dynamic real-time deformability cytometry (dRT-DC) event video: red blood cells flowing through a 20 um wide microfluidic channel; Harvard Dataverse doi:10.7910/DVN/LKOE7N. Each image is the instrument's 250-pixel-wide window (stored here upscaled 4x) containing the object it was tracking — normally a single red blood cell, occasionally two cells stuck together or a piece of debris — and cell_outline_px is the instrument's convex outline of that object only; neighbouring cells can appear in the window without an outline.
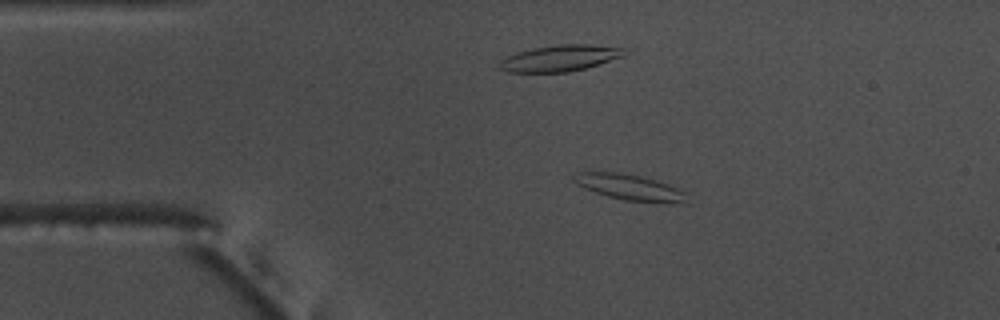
{"species": "common noctule bat (a hibernating species)", "species_latin": "Nyctalus noctula", "temperature_condition": "warm", "stored_images_in_passage": 45, "camera_frame_rate_fps": 3000, "um_per_image_px": 0.085, "animal": {"sex": "male", "body_mass_g": 17.5, "forearm_length_mm": 52.3}, "frame": {"image": 1, "passage_image": 1, "time_ms": 0.0, "image_size_px": [1000, 320], "cell_outline_px": [[688, 204], [668, 204], [624, 200], [608, 196], [584, 188], [576, 184], [572, 180], [572, 176], [576, 172], [616, 172], [640, 176], [656, 180], [668, 184], [684, 192]], "centroid_in_image_um": [53.55, 15.94], "position_along_channel_um": 31.5, "area_um2": 17.17}}
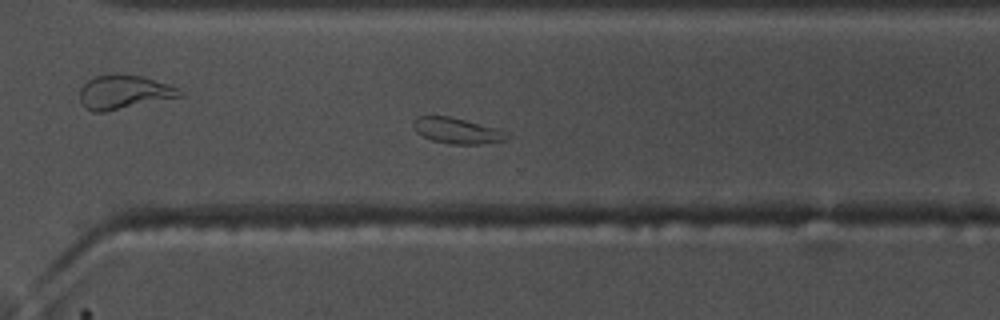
{"frame": {"image": 2, "passage_image": 29, "time_ms": 9.333, "image_size_px": [1000, 320], "cell_outline_px": [[512, 136], [504, 140], [480, 144], [448, 144], [432, 140], [416, 132], [412, 124], [412, 120], [416, 116], [448, 116], [500, 128], [512, 132]], "centroid_in_image_um": [38.91, 11.1], "position_along_channel_um": 331.7, "area_um2": 14.39}}
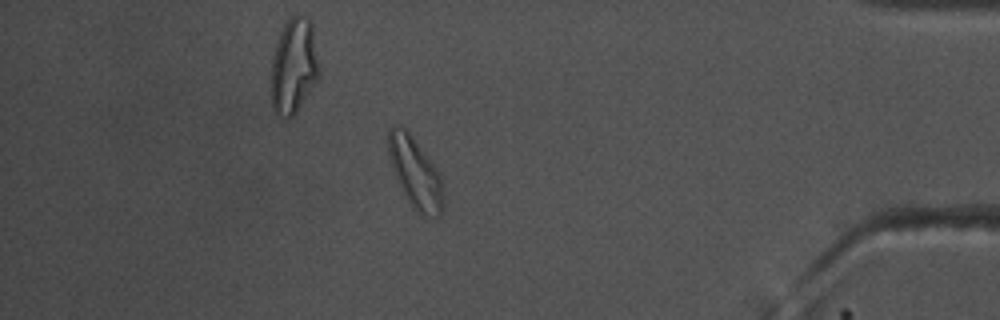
{"frame": {"image": 3, "passage_image": 38, "time_ms": 12.333, "image_size_px": [1000, 320], "cell_outline_px": [[444, 208], [440, 216], [424, 216], [404, 196], [396, 180], [388, 156], [388, 128], [392, 124], [400, 124], [408, 128], [436, 168], [440, 176], [444, 188]], "centroid_in_image_um": [35.28, 14.62], "position_along_channel_um": 399.9, "area_um2": 23.18}, "authors_computed_cell_mechanics": {"area_um2": 14.6234, "velocity_mm_per_s": 3.7113, "shape_relaxation_time_tau1_ms": 8.2213, "shape_relaxation_time_tau2_ms": 1.0535, "deformation_change_tau1": 0.1851, "deformation_change_tau2": 0.0611}}